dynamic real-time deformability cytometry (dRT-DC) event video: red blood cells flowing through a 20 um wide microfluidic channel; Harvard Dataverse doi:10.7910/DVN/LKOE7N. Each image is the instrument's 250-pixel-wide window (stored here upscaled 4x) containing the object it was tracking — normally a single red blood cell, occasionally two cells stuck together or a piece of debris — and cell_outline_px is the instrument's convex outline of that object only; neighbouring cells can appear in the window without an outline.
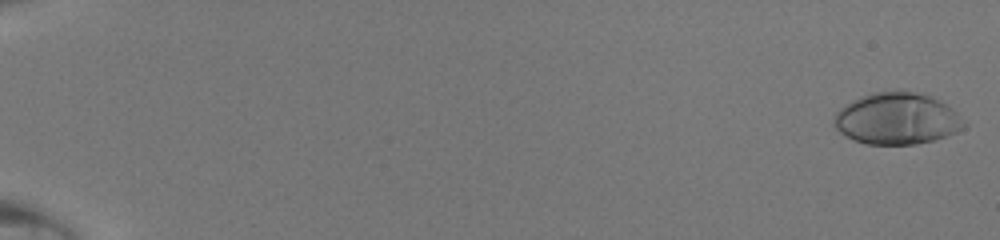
{"species": "human", "species_latin": "Homo sapiens", "temperature_condition": "room temperature", "stored_images_in_passage": 49, "camera_frame_rate_fps": 3000, "um_per_image_px": 0.085, "donor": {"sex": "male"}, "frame": {"image": 1, "passage_image": 1, "time_ms": 0.0, "image_size_px": [1000, 240], "cell_outline_px": [[968, 124], [964, 128], [948, 136], [916, 144], [868, 144], [852, 140], [840, 132], [832, 124], [832, 120], [836, 112], [840, 108], [852, 100], [860, 96], [872, 92], [916, 92], [932, 96], [940, 100], [952, 108]], "centroid_in_image_um": [76.24, 10.09], "position_along_channel_um": 8.8, "area_um2": 39.25}}
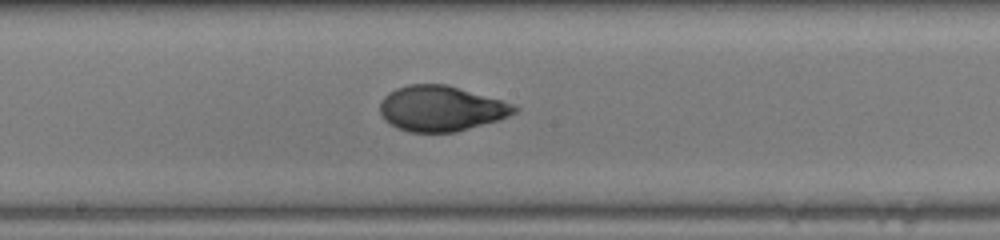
{"frame": {"image": 2, "passage_image": 29, "time_ms": 9.333, "image_size_px": [1000, 240], "cell_outline_px": [[520, 108], [516, 112], [500, 120], [456, 132], [408, 132], [396, 128], [384, 120], [380, 112], [380, 100], [388, 92], [396, 88], [408, 84], [448, 84], [500, 100], [512, 104]], "centroid_in_image_um": [37.46, 9.22], "position_along_channel_um": 210.7, "area_um2": 35.78}}
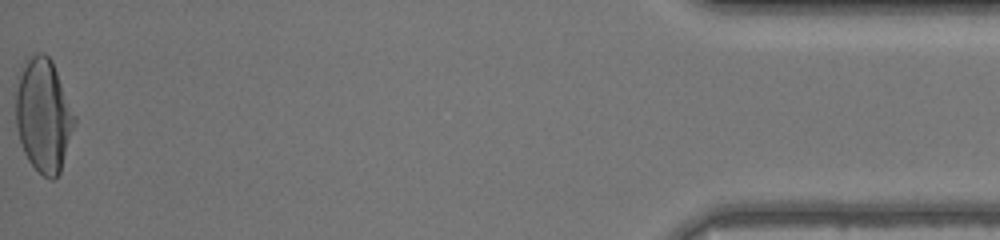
{"frame": {"image": 3, "passage_image": 49, "time_ms": 16.0, "image_size_px": [1000, 240], "cell_outline_px": [[76, 124], [60, 172], [52, 180], [44, 176], [28, 160], [24, 152], [16, 128], [16, 76], [24, 60], [28, 56], [40, 52], [44, 52], [52, 60], [76, 116]], "centroid_in_image_um": [3.69, 9.75], "position_along_channel_um": 431.5, "area_um2": 39.3}}